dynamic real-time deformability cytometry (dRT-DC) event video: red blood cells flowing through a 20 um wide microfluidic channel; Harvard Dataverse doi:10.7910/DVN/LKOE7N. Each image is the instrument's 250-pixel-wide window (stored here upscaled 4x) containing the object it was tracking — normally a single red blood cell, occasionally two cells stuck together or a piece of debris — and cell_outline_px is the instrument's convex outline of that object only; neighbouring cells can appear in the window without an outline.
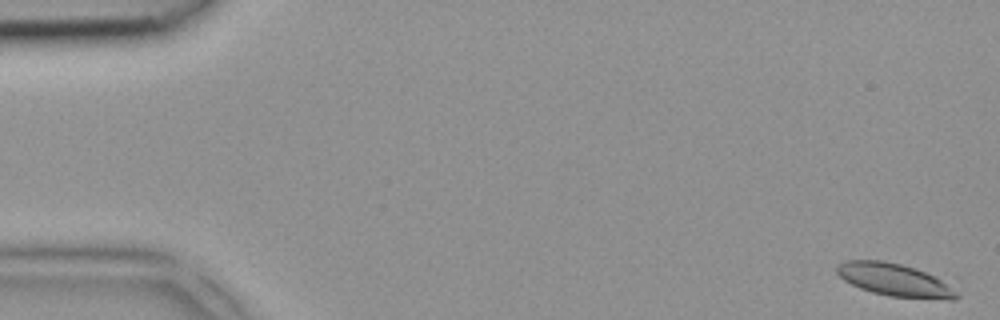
{"species": "common noctule bat (a hibernating species)", "species_latin": "Nyctalus noctula", "temperature_condition": "room temperature", "stored_images_in_passage": 4, "camera_frame_rate_fps": 3000, "um_per_image_px": 0.085, "animal": {"sex": "female", "body_mass_g": 18.4}, "frame": {"image": 1, "passage_image": 1, "time_ms": 0.0, "image_size_px": [1000, 320], "cell_outline_px": [[960, 296], [956, 300], [952, 300], [888, 296], [872, 292], [860, 288], [844, 280], [836, 272], [836, 268], [844, 260], [884, 260], [916, 268], [960, 280]], "centroid_in_image_um": [76.36, 23.8], "position_along_channel_um": 8.6, "area_um2": 24.45}}